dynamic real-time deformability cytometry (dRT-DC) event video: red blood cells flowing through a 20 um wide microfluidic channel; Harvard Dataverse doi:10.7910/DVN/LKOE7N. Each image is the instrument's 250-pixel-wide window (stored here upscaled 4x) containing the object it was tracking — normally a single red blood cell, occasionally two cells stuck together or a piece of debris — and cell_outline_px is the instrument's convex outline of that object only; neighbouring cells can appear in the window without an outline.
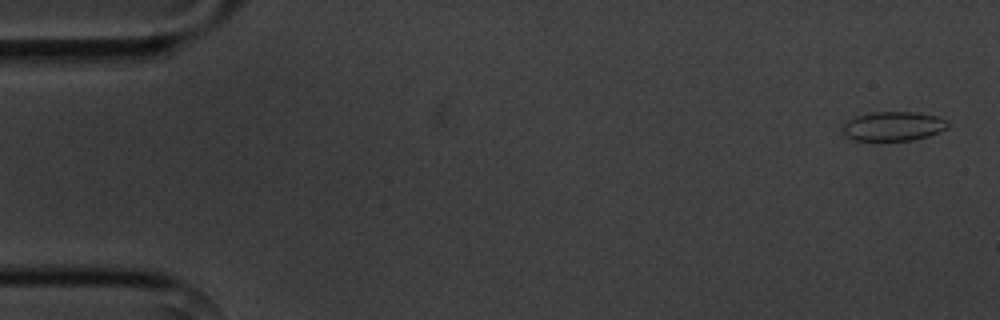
{"species": "common noctule bat (a hibernating species)", "species_latin": "Nyctalus noctula", "temperature_condition": "cold", "stored_images_in_passage": 5, "camera_frame_rate_fps": 3000, "um_per_image_px": 0.085, "animal": {"sex": "male", "body_mass_g": 20.1, "forearm_length_mm": 53.5}, "frame": {"image": 1, "passage_image": 1, "time_ms": 0.0, "image_size_px": [1000, 320], "cell_outline_px": [[948, 128], [940, 132], [928, 136], [912, 140], [856, 140], [844, 136], [844, 124], [848, 120], [856, 116], [872, 112], [920, 112], [936, 116], [948, 120]], "centroid_in_image_um": [75.97, 10.72], "position_along_channel_um": 9.0, "area_um2": 17.92}}